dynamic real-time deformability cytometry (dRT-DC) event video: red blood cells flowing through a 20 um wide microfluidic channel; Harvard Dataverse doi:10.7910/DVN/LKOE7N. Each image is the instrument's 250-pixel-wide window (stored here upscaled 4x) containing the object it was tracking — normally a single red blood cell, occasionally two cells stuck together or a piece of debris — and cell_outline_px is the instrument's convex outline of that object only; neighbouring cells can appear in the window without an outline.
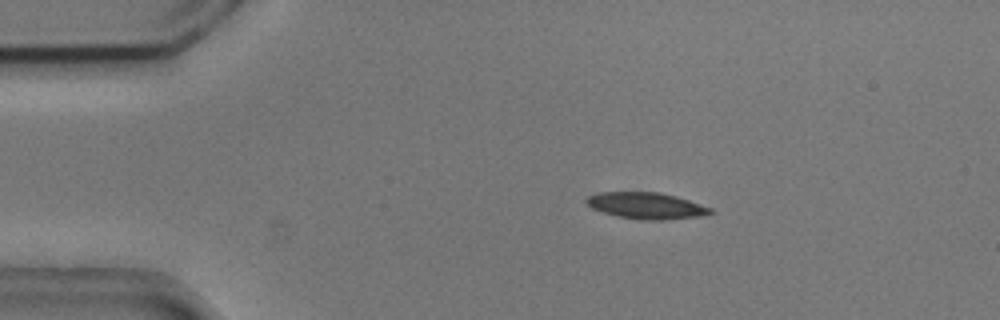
{"species": "common noctule bat (a hibernating species)", "species_latin": "Nyctalus noctula", "temperature_condition": "cold", "stored_images_in_passage": 7, "camera_frame_rate_fps": 3000, "um_per_image_px": 0.085, "animal": {"sex": "male", "body_mass_g": 20.5, "forearm_length_mm": 52.5}, "frame": {"image": 1, "passage_image": 3, "time_ms": 0.667, "image_size_px": [1000, 320], "cell_outline_px": [[716, 212], [696, 216], [664, 220], [644, 220], [616, 216], [592, 208], [584, 200], [588, 196], [596, 192], [660, 192], [676, 196], [712, 208]], "centroid_in_image_um": [54.91, 17.47], "position_along_channel_um": 30.1, "area_um2": 19.02}}
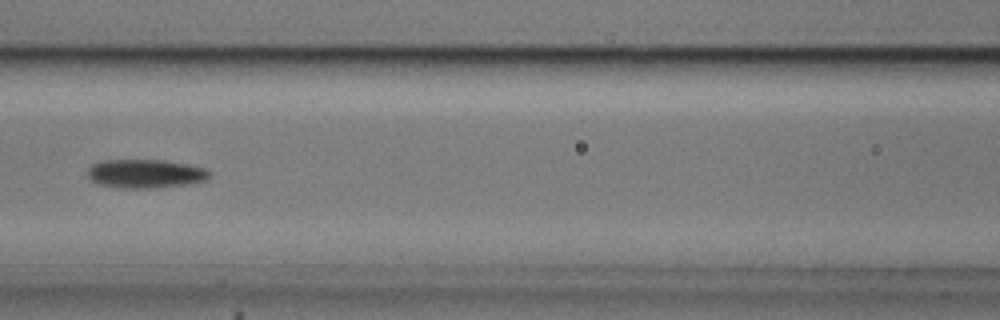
{"frame": {"image": 2, "passage_image": 7, "time_ms": 2.0, "image_size_px": [1000, 320], "cell_outline_px": [[212, 176], [208, 180], [184, 184], [148, 188], [124, 188], [100, 184], [92, 180], [88, 176], [88, 168], [92, 164], [100, 160], [164, 160], [188, 164], [204, 168], [212, 172]], "centroid_in_image_um": [12.39, 14.74], "position_along_channel_um": 154.2, "area_um2": 20.35}}